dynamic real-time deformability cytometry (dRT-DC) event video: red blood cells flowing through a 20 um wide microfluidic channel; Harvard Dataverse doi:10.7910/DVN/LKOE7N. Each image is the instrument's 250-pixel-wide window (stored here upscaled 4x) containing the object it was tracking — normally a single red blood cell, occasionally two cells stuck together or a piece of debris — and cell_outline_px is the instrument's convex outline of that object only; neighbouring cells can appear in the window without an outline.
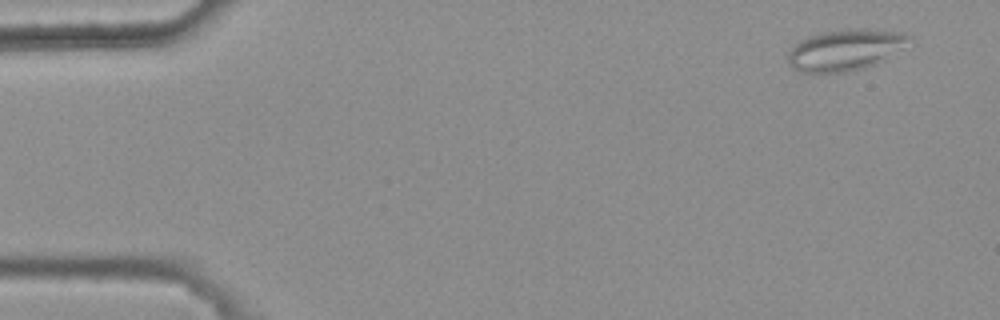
{"species": "common noctule bat (a hibernating species)", "species_latin": "Nyctalus noctula", "temperature_condition": "warm", "stored_images_in_passage": 7, "camera_frame_rate_fps": 3000, "um_per_image_px": 0.085, "animal": {"sex": "female", "body_mass_g": 25.1}, "frame": {"image": 1, "passage_image": 1, "time_ms": 0.0, "image_size_px": [1000, 320], "cell_outline_px": [[912, 36], [876, 64], [864, 68], [844, 72], [800, 72], [792, 68], [788, 64], [788, 52], [800, 40], [808, 36], [820, 32], [848, 28], [864, 28], [900, 32]], "centroid_in_image_um": [71.72, 4.23], "position_along_channel_um": 13.3, "area_um2": 28.5}}
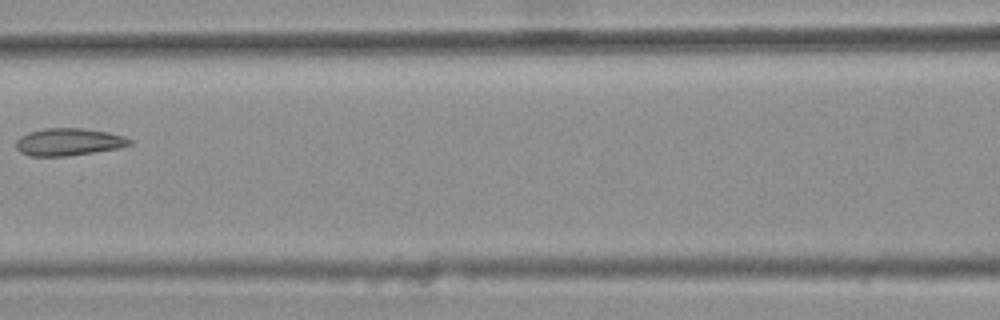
{"frame": {"image": 2, "passage_image": 6, "time_ms": 1.667, "image_size_px": [1000, 320], "cell_outline_px": [[132, 144], [120, 148], [68, 156], [28, 156], [20, 152], [16, 148], [16, 140], [20, 136], [28, 132], [44, 128], [80, 128], [108, 132], [124, 136], [132, 140]], "centroid_in_image_um": [5.82, 12.07], "position_along_channel_um": 160.8, "area_um2": 18.26}}
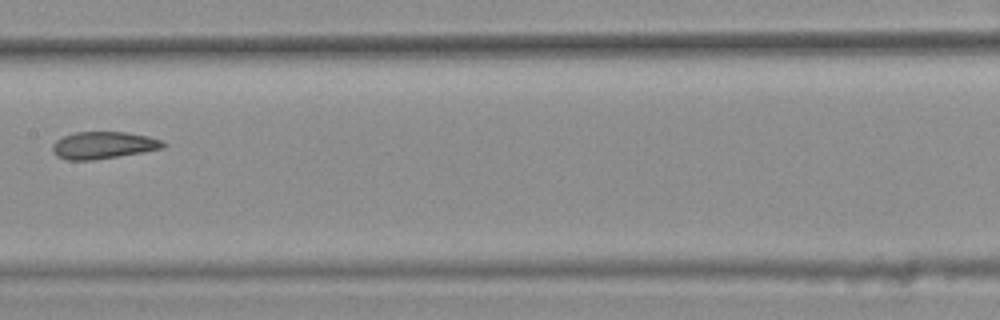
{"frame": {"image": 3, "passage_image": 7, "time_ms": 2.0, "image_size_px": [1000, 320], "cell_outline_px": [[168, 144], [164, 148], [92, 160], [68, 160], [56, 156], [52, 152], [52, 144], [56, 140], [64, 136], [76, 132], [128, 132], [148, 136], [164, 140]], "centroid_in_image_um": [8.79, 12.33], "position_along_channel_um": 198.6, "area_um2": 17.51}}